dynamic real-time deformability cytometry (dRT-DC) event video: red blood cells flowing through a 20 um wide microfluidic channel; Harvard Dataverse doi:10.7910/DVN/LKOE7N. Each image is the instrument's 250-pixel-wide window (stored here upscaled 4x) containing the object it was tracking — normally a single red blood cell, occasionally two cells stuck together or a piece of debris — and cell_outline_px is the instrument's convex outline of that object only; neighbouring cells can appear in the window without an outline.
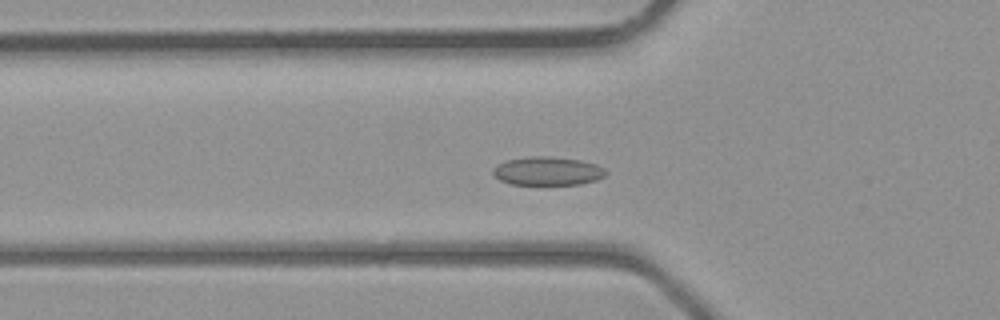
{"species": "common noctule bat (a hibernating species)", "species_latin": "Nyctalus noctula", "temperature_condition": "room temperature", "stored_images_in_passage": 40, "camera_frame_rate_fps": 3000, "um_per_image_px": 0.085, "animal": {"sex": "male", "body_mass_g": 23.1, "forearm_length_mm": 52.7}, "frame": {"image": 1, "passage_image": 12, "time_ms": 3.667, "image_size_px": [1000, 320], "cell_outline_px": [[608, 172], [604, 176], [596, 180], [580, 184], [508, 184], [500, 180], [492, 172], [492, 168], [496, 164], [508, 160], [528, 156], [548, 156], [580, 160], [596, 164], [604, 168]], "centroid_in_image_um": [46.53, 14.53], "position_along_channel_um": 79.3, "area_um2": 18.79}}
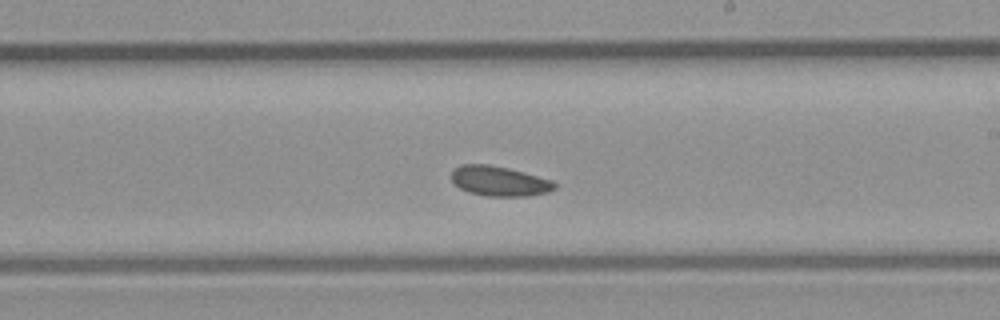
{"frame": {"image": 2, "passage_image": 22, "time_ms": 7.0, "image_size_px": [1000, 320], "cell_outline_px": [[556, 188], [548, 192], [528, 196], [484, 196], [468, 192], [460, 188], [452, 180], [452, 172], [460, 164], [488, 164], [508, 168], [524, 172], [552, 180], [556, 184]], "centroid_in_image_um": [42.45, 15.4], "position_along_channel_um": 246.5, "area_um2": 17.98}}
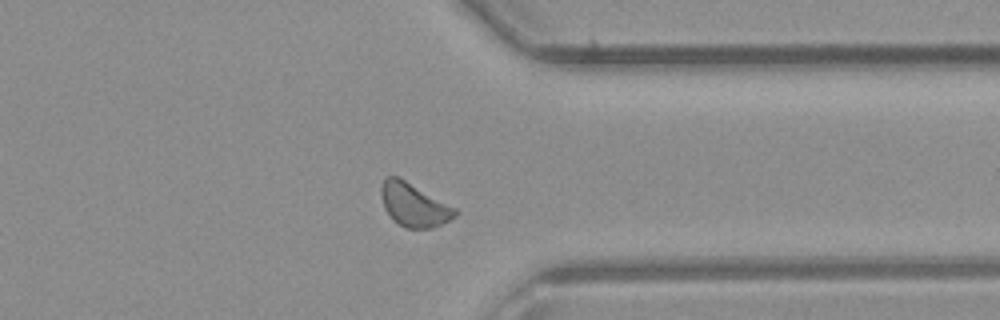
{"frame": {"image": 3, "passage_image": 30, "time_ms": 9.667, "image_size_px": [1000, 320], "cell_outline_px": [[460, 212], [456, 216], [432, 228], [404, 228], [392, 220], [384, 208], [380, 196], [380, 188], [384, 180], [388, 176], [396, 176], [404, 180], [456, 208]], "centroid_in_image_um": [35.16, 17.43], "position_along_channel_um": 376.2, "area_um2": 18.55}}